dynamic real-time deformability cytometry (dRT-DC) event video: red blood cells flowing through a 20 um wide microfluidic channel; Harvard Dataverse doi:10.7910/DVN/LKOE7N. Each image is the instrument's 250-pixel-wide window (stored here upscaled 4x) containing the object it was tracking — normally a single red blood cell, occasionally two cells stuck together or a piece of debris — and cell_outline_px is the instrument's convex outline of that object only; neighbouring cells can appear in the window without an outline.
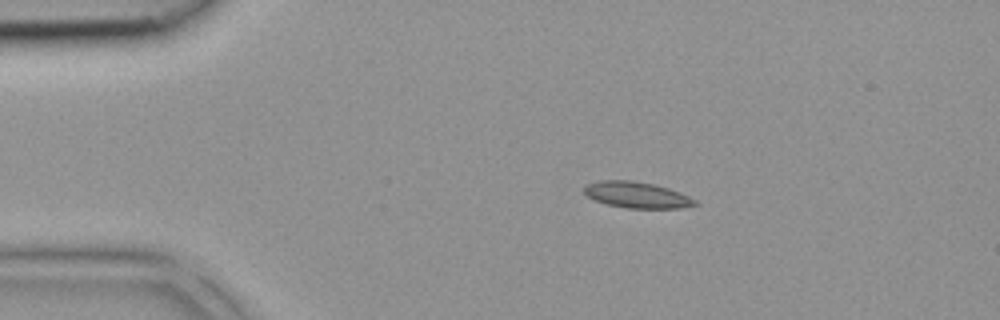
{"species": "common noctule bat (a hibernating species)", "species_latin": "Nyctalus noctula", "temperature_condition": "room temperature", "stored_images_in_passage": 34, "camera_frame_rate_fps": 3000, "um_per_image_px": 0.085, "animal": {"sex": "female", "body_mass_g": 18.4}, "frame": {"image": 1, "passage_image": 1, "time_ms": 0.0, "image_size_px": [1000, 320], "cell_outline_px": [[700, 204], [680, 208], [628, 208], [608, 204], [596, 200], [588, 196], [584, 192], [584, 184], [600, 180], [632, 180], [652, 184], [668, 188], [680, 192], [696, 200]], "centroid_in_image_um": [54.14, 16.56], "position_along_channel_um": 30.9, "area_um2": 16.82}}
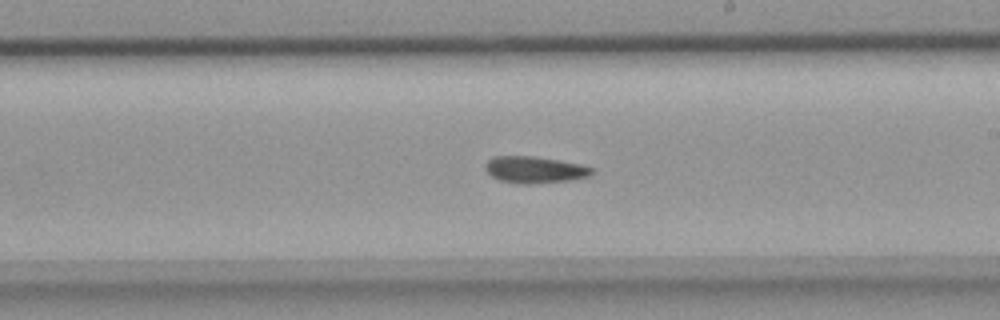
{"frame": {"image": 2, "passage_image": 17, "time_ms": 5.333, "image_size_px": [1000, 320], "cell_outline_px": [[592, 172], [588, 176], [568, 180], [528, 184], [520, 184], [500, 180], [492, 176], [484, 168], [484, 164], [492, 156], [536, 156], [560, 160], [580, 164], [592, 168]], "centroid_in_image_um": [45.39, 14.41], "position_along_channel_um": 243.6, "area_um2": 16.47}}
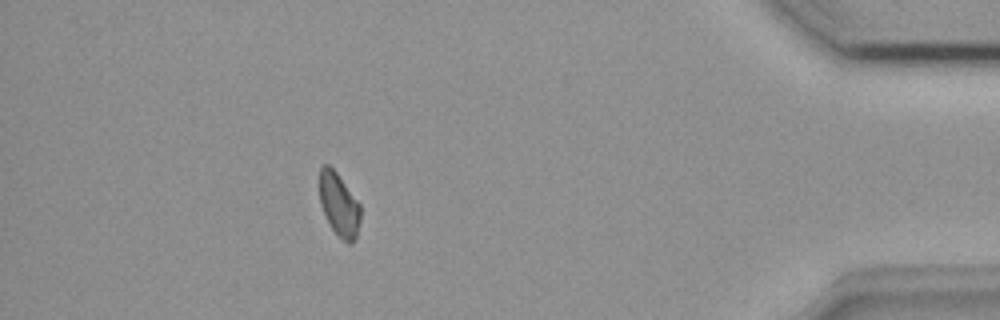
{"frame": {"image": 3, "passage_image": 30, "time_ms": 9.667, "image_size_px": [1000, 320], "cell_outline_px": [[360, 220], [356, 236], [352, 244], [348, 244], [332, 228], [320, 204], [320, 168], [324, 164], [328, 164], [336, 172], [360, 204]], "centroid_in_image_um": [28.82, 17.39], "position_along_channel_um": 406.4, "area_um2": 14.74}}